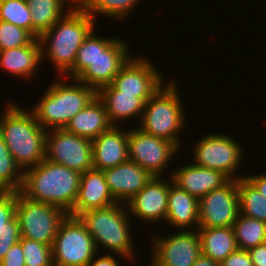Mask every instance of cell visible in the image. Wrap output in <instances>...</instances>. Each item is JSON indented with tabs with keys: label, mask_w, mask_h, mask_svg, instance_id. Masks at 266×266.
I'll list each match as a JSON object with an SVG mask.
<instances>
[{
	"label": "cell",
	"mask_w": 266,
	"mask_h": 266,
	"mask_svg": "<svg viewBox=\"0 0 266 266\" xmlns=\"http://www.w3.org/2000/svg\"><path fill=\"white\" fill-rule=\"evenodd\" d=\"M154 252L150 266H193L201 255V241L197 230H180L174 235L153 237Z\"/></svg>",
	"instance_id": "obj_13"
},
{
	"label": "cell",
	"mask_w": 266,
	"mask_h": 266,
	"mask_svg": "<svg viewBox=\"0 0 266 266\" xmlns=\"http://www.w3.org/2000/svg\"><path fill=\"white\" fill-rule=\"evenodd\" d=\"M245 178L266 198V174L247 175Z\"/></svg>",
	"instance_id": "obj_39"
},
{
	"label": "cell",
	"mask_w": 266,
	"mask_h": 266,
	"mask_svg": "<svg viewBox=\"0 0 266 266\" xmlns=\"http://www.w3.org/2000/svg\"><path fill=\"white\" fill-rule=\"evenodd\" d=\"M23 174L0 134V192H19L23 184Z\"/></svg>",
	"instance_id": "obj_31"
},
{
	"label": "cell",
	"mask_w": 266,
	"mask_h": 266,
	"mask_svg": "<svg viewBox=\"0 0 266 266\" xmlns=\"http://www.w3.org/2000/svg\"><path fill=\"white\" fill-rule=\"evenodd\" d=\"M26 266H54L52 246L27 238H20Z\"/></svg>",
	"instance_id": "obj_33"
},
{
	"label": "cell",
	"mask_w": 266,
	"mask_h": 266,
	"mask_svg": "<svg viewBox=\"0 0 266 266\" xmlns=\"http://www.w3.org/2000/svg\"><path fill=\"white\" fill-rule=\"evenodd\" d=\"M201 241V254L221 263L238 247L232 227L197 229Z\"/></svg>",
	"instance_id": "obj_26"
},
{
	"label": "cell",
	"mask_w": 266,
	"mask_h": 266,
	"mask_svg": "<svg viewBox=\"0 0 266 266\" xmlns=\"http://www.w3.org/2000/svg\"><path fill=\"white\" fill-rule=\"evenodd\" d=\"M81 174L44 159L24 171L20 192L30 200L55 205L69 213L76 202Z\"/></svg>",
	"instance_id": "obj_4"
},
{
	"label": "cell",
	"mask_w": 266,
	"mask_h": 266,
	"mask_svg": "<svg viewBox=\"0 0 266 266\" xmlns=\"http://www.w3.org/2000/svg\"><path fill=\"white\" fill-rule=\"evenodd\" d=\"M239 213L238 179L229 180L199 199V228L233 227Z\"/></svg>",
	"instance_id": "obj_14"
},
{
	"label": "cell",
	"mask_w": 266,
	"mask_h": 266,
	"mask_svg": "<svg viewBox=\"0 0 266 266\" xmlns=\"http://www.w3.org/2000/svg\"><path fill=\"white\" fill-rule=\"evenodd\" d=\"M119 127L112 126L92 140L93 169L103 171L129 160L128 131Z\"/></svg>",
	"instance_id": "obj_19"
},
{
	"label": "cell",
	"mask_w": 266,
	"mask_h": 266,
	"mask_svg": "<svg viewBox=\"0 0 266 266\" xmlns=\"http://www.w3.org/2000/svg\"><path fill=\"white\" fill-rule=\"evenodd\" d=\"M238 249L249 251L266 243V222L239 213L233 224Z\"/></svg>",
	"instance_id": "obj_28"
},
{
	"label": "cell",
	"mask_w": 266,
	"mask_h": 266,
	"mask_svg": "<svg viewBox=\"0 0 266 266\" xmlns=\"http://www.w3.org/2000/svg\"><path fill=\"white\" fill-rule=\"evenodd\" d=\"M20 238L16 192H0V261Z\"/></svg>",
	"instance_id": "obj_27"
},
{
	"label": "cell",
	"mask_w": 266,
	"mask_h": 266,
	"mask_svg": "<svg viewBox=\"0 0 266 266\" xmlns=\"http://www.w3.org/2000/svg\"><path fill=\"white\" fill-rule=\"evenodd\" d=\"M97 249L91 234L78 217L68 215L52 245L54 266H87Z\"/></svg>",
	"instance_id": "obj_9"
},
{
	"label": "cell",
	"mask_w": 266,
	"mask_h": 266,
	"mask_svg": "<svg viewBox=\"0 0 266 266\" xmlns=\"http://www.w3.org/2000/svg\"><path fill=\"white\" fill-rule=\"evenodd\" d=\"M102 170L91 169L80 176L79 192L73 209L68 213L78 217L92 209H103L116 204Z\"/></svg>",
	"instance_id": "obj_18"
},
{
	"label": "cell",
	"mask_w": 266,
	"mask_h": 266,
	"mask_svg": "<svg viewBox=\"0 0 266 266\" xmlns=\"http://www.w3.org/2000/svg\"><path fill=\"white\" fill-rule=\"evenodd\" d=\"M109 191L117 203H127L153 177L133 161L103 170ZM125 201V202H124Z\"/></svg>",
	"instance_id": "obj_17"
},
{
	"label": "cell",
	"mask_w": 266,
	"mask_h": 266,
	"mask_svg": "<svg viewBox=\"0 0 266 266\" xmlns=\"http://www.w3.org/2000/svg\"><path fill=\"white\" fill-rule=\"evenodd\" d=\"M131 57L129 61L120 69L111 85L122 93L136 94L145 103L153 96L164 83L161 73L148 58Z\"/></svg>",
	"instance_id": "obj_15"
},
{
	"label": "cell",
	"mask_w": 266,
	"mask_h": 266,
	"mask_svg": "<svg viewBox=\"0 0 266 266\" xmlns=\"http://www.w3.org/2000/svg\"><path fill=\"white\" fill-rule=\"evenodd\" d=\"M112 126L103 102L96 96L69 121L65 129L78 136L93 140Z\"/></svg>",
	"instance_id": "obj_23"
},
{
	"label": "cell",
	"mask_w": 266,
	"mask_h": 266,
	"mask_svg": "<svg viewBox=\"0 0 266 266\" xmlns=\"http://www.w3.org/2000/svg\"><path fill=\"white\" fill-rule=\"evenodd\" d=\"M174 184L198 200L212 190L221 188L230 179L222 172L190 163L170 174Z\"/></svg>",
	"instance_id": "obj_20"
},
{
	"label": "cell",
	"mask_w": 266,
	"mask_h": 266,
	"mask_svg": "<svg viewBox=\"0 0 266 266\" xmlns=\"http://www.w3.org/2000/svg\"><path fill=\"white\" fill-rule=\"evenodd\" d=\"M193 266H220V263L213 261L211 258L206 257L204 255H200Z\"/></svg>",
	"instance_id": "obj_40"
},
{
	"label": "cell",
	"mask_w": 266,
	"mask_h": 266,
	"mask_svg": "<svg viewBox=\"0 0 266 266\" xmlns=\"http://www.w3.org/2000/svg\"><path fill=\"white\" fill-rule=\"evenodd\" d=\"M220 266H253V263L248 251L237 249L223 260Z\"/></svg>",
	"instance_id": "obj_36"
},
{
	"label": "cell",
	"mask_w": 266,
	"mask_h": 266,
	"mask_svg": "<svg viewBox=\"0 0 266 266\" xmlns=\"http://www.w3.org/2000/svg\"><path fill=\"white\" fill-rule=\"evenodd\" d=\"M166 223L178 230L199 228V200L174 184L171 177Z\"/></svg>",
	"instance_id": "obj_21"
},
{
	"label": "cell",
	"mask_w": 266,
	"mask_h": 266,
	"mask_svg": "<svg viewBox=\"0 0 266 266\" xmlns=\"http://www.w3.org/2000/svg\"><path fill=\"white\" fill-rule=\"evenodd\" d=\"M45 159L77 171L93 169L92 140L65 128L46 131Z\"/></svg>",
	"instance_id": "obj_11"
},
{
	"label": "cell",
	"mask_w": 266,
	"mask_h": 266,
	"mask_svg": "<svg viewBox=\"0 0 266 266\" xmlns=\"http://www.w3.org/2000/svg\"><path fill=\"white\" fill-rule=\"evenodd\" d=\"M28 111L11 102L0 115V134L23 172L45 159L46 148V130Z\"/></svg>",
	"instance_id": "obj_3"
},
{
	"label": "cell",
	"mask_w": 266,
	"mask_h": 266,
	"mask_svg": "<svg viewBox=\"0 0 266 266\" xmlns=\"http://www.w3.org/2000/svg\"><path fill=\"white\" fill-rule=\"evenodd\" d=\"M194 145L193 162L195 165L214 169L222 172L230 180L244 178L235 176L240 166L243 148L234 138L228 134H211L205 135Z\"/></svg>",
	"instance_id": "obj_10"
},
{
	"label": "cell",
	"mask_w": 266,
	"mask_h": 266,
	"mask_svg": "<svg viewBox=\"0 0 266 266\" xmlns=\"http://www.w3.org/2000/svg\"><path fill=\"white\" fill-rule=\"evenodd\" d=\"M176 85L175 80L170 81L148 99L139 129L146 134L173 142L180 150L182 142L179 132L182 133V129L186 127V114L183 112L180 92Z\"/></svg>",
	"instance_id": "obj_7"
},
{
	"label": "cell",
	"mask_w": 266,
	"mask_h": 266,
	"mask_svg": "<svg viewBox=\"0 0 266 266\" xmlns=\"http://www.w3.org/2000/svg\"><path fill=\"white\" fill-rule=\"evenodd\" d=\"M248 252L251 256L253 266H266V243L257 245Z\"/></svg>",
	"instance_id": "obj_37"
},
{
	"label": "cell",
	"mask_w": 266,
	"mask_h": 266,
	"mask_svg": "<svg viewBox=\"0 0 266 266\" xmlns=\"http://www.w3.org/2000/svg\"><path fill=\"white\" fill-rule=\"evenodd\" d=\"M41 61L38 38L29 45L0 51V67L12 76L31 78L37 72L35 70L40 67Z\"/></svg>",
	"instance_id": "obj_24"
},
{
	"label": "cell",
	"mask_w": 266,
	"mask_h": 266,
	"mask_svg": "<svg viewBox=\"0 0 266 266\" xmlns=\"http://www.w3.org/2000/svg\"><path fill=\"white\" fill-rule=\"evenodd\" d=\"M179 148L171 141L146 134L139 128L128 130V157L153 177H162ZM172 157V158H171Z\"/></svg>",
	"instance_id": "obj_12"
},
{
	"label": "cell",
	"mask_w": 266,
	"mask_h": 266,
	"mask_svg": "<svg viewBox=\"0 0 266 266\" xmlns=\"http://www.w3.org/2000/svg\"><path fill=\"white\" fill-rule=\"evenodd\" d=\"M94 256V258L87 264V266H119L117 259L111 254H105L103 256Z\"/></svg>",
	"instance_id": "obj_38"
},
{
	"label": "cell",
	"mask_w": 266,
	"mask_h": 266,
	"mask_svg": "<svg viewBox=\"0 0 266 266\" xmlns=\"http://www.w3.org/2000/svg\"><path fill=\"white\" fill-rule=\"evenodd\" d=\"M141 0H77V4L94 20L96 15H105L111 19L123 20L137 7Z\"/></svg>",
	"instance_id": "obj_29"
},
{
	"label": "cell",
	"mask_w": 266,
	"mask_h": 266,
	"mask_svg": "<svg viewBox=\"0 0 266 266\" xmlns=\"http://www.w3.org/2000/svg\"><path fill=\"white\" fill-rule=\"evenodd\" d=\"M240 214L266 222V198L244 177L238 179Z\"/></svg>",
	"instance_id": "obj_30"
},
{
	"label": "cell",
	"mask_w": 266,
	"mask_h": 266,
	"mask_svg": "<svg viewBox=\"0 0 266 266\" xmlns=\"http://www.w3.org/2000/svg\"><path fill=\"white\" fill-rule=\"evenodd\" d=\"M71 80L75 81L74 84H65L63 80V83L61 80L52 83L31 109L39 125L46 131L65 128L69 121L97 96V91L92 87L77 79Z\"/></svg>",
	"instance_id": "obj_5"
},
{
	"label": "cell",
	"mask_w": 266,
	"mask_h": 266,
	"mask_svg": "<svg viewBox=\"0 0 266 266\" xmlns=\"http://www.w3.org/2000/svg\"><path fill=\"white\" fill-rule=\"evenodd\" d=\"M165 177H152L145 187L127 203L129 215L152 222L166 221L170 181ZM160 220V221H159Z\"/></svg>",
	"instance_id": "obj_16"
},
{
	"label": "cell",
	"mask_w": 266,
	"mask_h": 266,
	"mask_svg": "<svg viewBox=\"0 0 266 266\" xmlns=\"http://www.w3.org/2000/svg\"><path fill=\"white\" fill-rule=\"evenodd\" d=\"M27 3L31 12V34L38 38L65 15L77 0H27Z\"/></svg>",
	"instance_id": "obj_25"
},
{
	"label": "cell",
	"mask_w": 266,
	"mask_h": 266,
	"mask_svg": "<svg viewBox=\"0 0 266 266\" xmlns=\"http://www.w3.org/2000/svg\"><path fill=\"white\" fill-rule=\"evenodd\" d=\"M34 39L29 31L0 20V51L29 45Z\"/></svg>",
	"instance_id": "obj_34"
},
{
	"label": "cell",
	"mask_w": 266,
	"mask_h": 266,
	"mask_svg": "<svg viewBox=\"0 0 266 266\" xmlns=\"http://www.w3.org/2000/svg\"><path fill=\"white\" fill-rule=\"evenodd\" d=\"M0 20L14 24L31 33V12L27 0L0 1Z\"/></svg>",
	"instance_id": "obj_32"
},
{
	"label": "cell",
	"mask_w": 266,
	"mask_h": 266,
	"mask_svg": "<svg viewBox=\"0 0 266 266\" xmlns=\"http://www.w3.org/2000/svg\"><path fill=\"white\" fill-rule=\"evenodd\" d=\"M97 96L103 102L108 119L113 126H119L118 122L137 116L140 121L145 102L137 98L136 94L122 93L110 84L99 89Z\"/></svg>",
	"instance_id": "obj_22"
},
{
	"label": "cell",
	"mask_w": 266,
	"mask_h": 266,
	"mask_svg": "<svg viewBox=\"0 0 266 266\" xmlns=\"http://www.w3.org/2000/svg\"><path fill=\"white\" fill-rule=\"evenodd\" d=\"M94 32L93 29L85 38L67 75L98 91L112 83L131 58V51L125 39L99 37Z\"/></svg>",
	"instance_id": "obj_1"
},
{
	"label": "cell",
	"mask_w": 266,
	"mask_h": 266,
	"mask_svg": "<svg viewBox=\"0 0 266 266\" xmlns=\"http://www.w3.org/2000/svg\"><path fill=\"white\" fill-rule=\"evenodd\" d=\"M123 203H116L103 209H92L81 213L78 218L93 237L97 251L101 246L115 255L134 260L133 241L129 211ZM126 208V209H125ZM127 210V211H126ZM101 245V246H100Z\"/></svg>",
	"instance_id": "obj_6"
},
{
	"label": "cell",
	"mask_w": 266,
	"mask_h": 266,
	"mask_svg": "<svg viewBox=\"0 0 266 266\" xmlns=\"http://www.w3.org/2000/svg\"><path fill=\"white\" fill-rule=\"evenodd\" d=\"M69 214L55 205L37 202L16 192L20 236L52 246L61 223Z\"/></svg>",
	"instance_id": "obj_8"
},
{
	"label": "cell",
	"mask_w": 266,
	"mask_h": 266,
	"mask_svg": "<svg viewBox=\"0 0 266 266\" xmlns=\"http://www.w3.org/2000/svg\"><path fill=\"white\" fill-rule=\"evenodd\" d=\"M96 21L77 3L38 37L42 61H52L59 75L73 68L77 52ZM44 59V60H43Z\"/></svg>",
	"instance_id": "obj_2"
},
{
	"label": "cell",
	"mask_w": 266,
	"mask_h": 266,
	"mask_svg": "<svg viewBox=\"0 0 266 266\" xmlns=\"http://www.w3.org/2000/svg\"><path fill=\"white\" fill-rule=\"evenodd\" d=\"M0 266H26L20 242L9 249L5 257L0 261Z\"/></svg>",
	"instance_id": "obj_35"
}]
</instances>
